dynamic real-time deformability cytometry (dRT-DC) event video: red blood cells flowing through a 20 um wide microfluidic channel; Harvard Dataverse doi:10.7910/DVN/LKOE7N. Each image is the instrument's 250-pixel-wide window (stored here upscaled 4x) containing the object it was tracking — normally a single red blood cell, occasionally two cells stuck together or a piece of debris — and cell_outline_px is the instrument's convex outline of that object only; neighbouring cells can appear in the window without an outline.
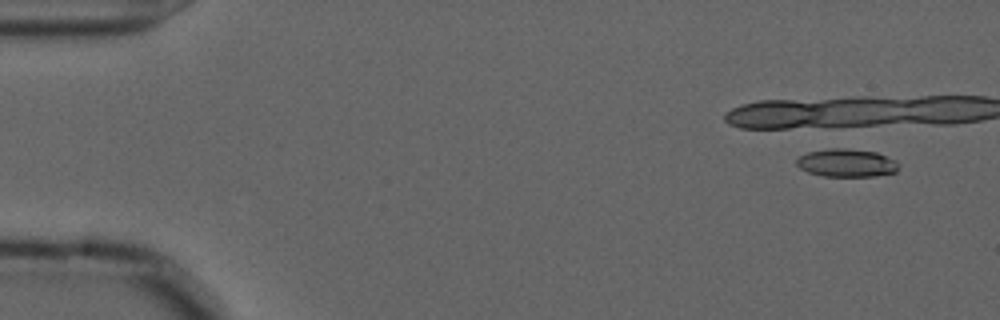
{"species": "common noctule bat (a hibernating species)", "species_latin": "Nyctalus noctula", "temperature_condition": "cold", "stored_images_in_passage": 3, "camera_frame_rate_fps": 3000, "um_per_image_px": 0.085, "animal": {"sex": "male", "forearm_length_mm": 52.5}, "frame": {"image": 1, "passage_image": 3, "time_ms": 0.667, "image_size_px": [1000, 320], "cell_outline_px": [[900, 168], [896, 172], [876, 176], [824, 176], [808, 172], [800, 168], [796, 164], [796, 160], [800, 156], [808, 152], [836, 144], [876, 152], [896, 160], [900, 164]], "centroid_in_image_um": [71.97, 13.79], "position_along_channel_um": 13.0, "area_um2": 17.51}}